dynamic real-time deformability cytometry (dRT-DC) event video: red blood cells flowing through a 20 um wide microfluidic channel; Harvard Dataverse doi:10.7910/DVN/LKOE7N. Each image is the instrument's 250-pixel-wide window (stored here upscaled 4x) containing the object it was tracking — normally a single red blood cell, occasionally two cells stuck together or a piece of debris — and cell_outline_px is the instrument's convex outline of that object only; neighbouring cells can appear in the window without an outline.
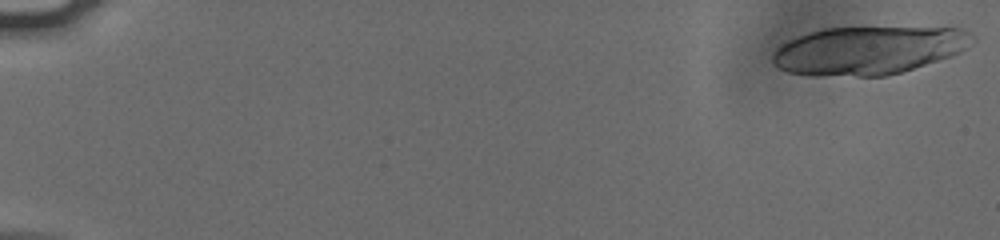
{"species": "human", "species_latin": "Homo sapiens", "temperature_condition": "cold", "stored_images_in_passage": 21, "camera_frame_rate_fps": 3000, "um_per_image_px": 0.085, "donor": {"sex": "male"}, "frame": {"image": 1, "passage_image": 1, "time_ms": 0.0, "image_size_px": [1000, 240], "cell_outline_px": [[976, 40], [960, 52], [952, 56], [888, 76], [812, 76], [788, 72], [780, 68], [772, 60], [772, 56], [776, 48], [808, 32], [824, 28], [960, 28], [976, 36]], "centroid_in_image_um": [73.85, 4.29], "position_along_channel_um": 11.2, "area_um2": 55.83}}